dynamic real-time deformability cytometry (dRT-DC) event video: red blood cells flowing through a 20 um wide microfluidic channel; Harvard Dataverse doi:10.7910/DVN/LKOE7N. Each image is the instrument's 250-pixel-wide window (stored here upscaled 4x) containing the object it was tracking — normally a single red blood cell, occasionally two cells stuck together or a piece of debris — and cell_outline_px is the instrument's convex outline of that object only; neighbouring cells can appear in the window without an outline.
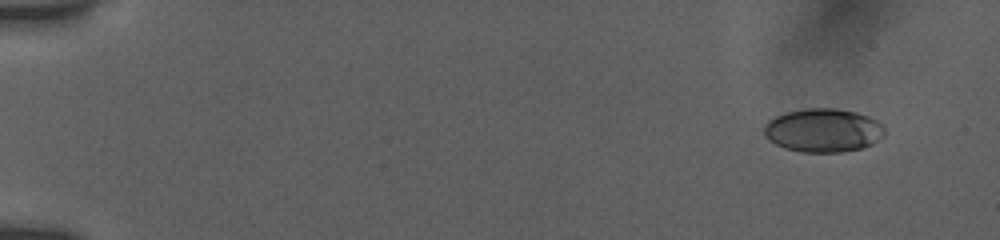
{"species": "human", "species_latin": "Homo sapiens", "temperature_condition": "room temperature", "stored_images_in_passage": 14, "camera_frame_rate_fps": 3000, "um_per_image_px": 0.085, "donor": {"sex": "female"}, "frame": {"image": 1, "passage_image": 3, "time_ms": 1.333, "image_size_px": [1000, 240], "cell_outline_px": [[884, 136], [872, 144], [864, 148], [840, 152], [800, 152], [784, 148], [768, 140], [764, 136], [764, 124], [768, 120], [776, 116], [788, 112], [808, 108], [836, 108], [856, 112], [868, 116], [884, 124]], "centroid_in_image_um": [69.98, 11.08], "position_along_channel_um": 15.0, "area_um2": 30.87}}
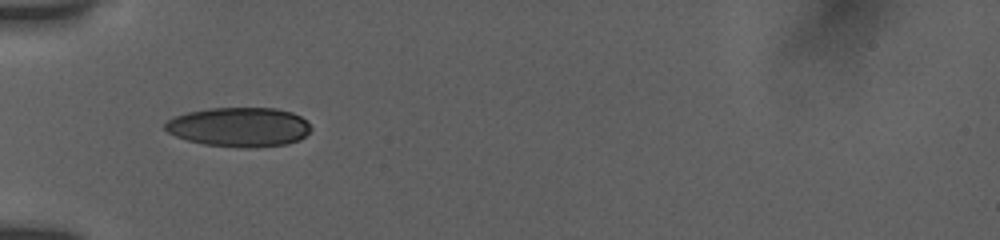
{"frame": {"image": 2, "passage_image": 11, "time_ms": 6.333, "image_size_px": [1000, 240], "cell_outline_px": [[312, 128], [300, 140], [288, 144], [252, 148], [244, 148], [204, 144], [188, 140], [176, 136], [168, 132], [164, 128], [164, 124], [168, 120], [176, 116], [188, 112], [212, 108], [276, 108], [292, 112], [300, 116]], "centroid_in_image_um": [20.35, 10.8], "position_along_channel_um": 64.7, "area_um2": 33.41}}
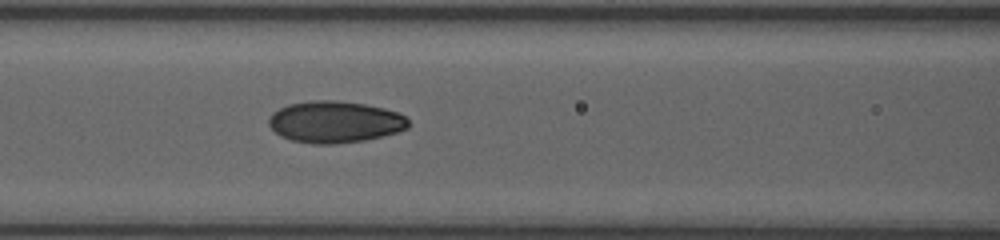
{"frame": {"image": 3, "passage_image": 14, "time_ms": 8.333, "image_size_px": [1000, 240], "cell_outline_px": [[408, 128], [396, 132], [364, 140], [332, 144], [316, 144], [292, 140], [280, 136], [268, 124], [268, 120], [272, 112], [288, 104], [312, 100], [336, 100], [364, 104], [384, 108], [400, 112], [408, 120]], "centroid_in_image_um": [28.45, 10.35], "position_along_channel_um": 138.1, "area_um2": 33.81}}